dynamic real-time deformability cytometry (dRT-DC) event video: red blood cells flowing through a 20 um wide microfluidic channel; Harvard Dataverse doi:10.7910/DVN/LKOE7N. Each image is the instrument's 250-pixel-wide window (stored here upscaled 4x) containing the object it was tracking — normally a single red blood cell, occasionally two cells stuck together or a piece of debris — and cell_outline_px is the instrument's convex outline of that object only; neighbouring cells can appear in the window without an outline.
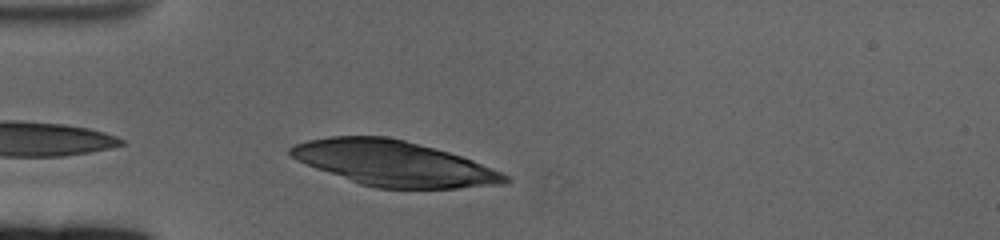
{"species": "human", "species_latin": "Homo sapiens", "temperature_condition": "cold", "stored_images_in_passage": 43, "camera_frame_rate_fps": 3000, "um_per_image_px": 0.085, "donor": {"sex": "female"}, "frame": {"image": 1, "passage_image": 3, "time_ms": 0.667, "image_size_px": [1000, 240], "cell_outline_px": [[512, 180], [508, 184], [456, 188], [376, 188], [360, 184], [316, 168], [296, 160], [288, 152], [288, 148], [292, 144], [308, 140], [328, 136], [388, 136], [404, 140], [448, 152], [472, 160], [500, 172], [508, 176]], "centroid_in_image_um": [33.45, 13.88], "position_along_channel_um": 51.6, "area_um2": 56.24}}